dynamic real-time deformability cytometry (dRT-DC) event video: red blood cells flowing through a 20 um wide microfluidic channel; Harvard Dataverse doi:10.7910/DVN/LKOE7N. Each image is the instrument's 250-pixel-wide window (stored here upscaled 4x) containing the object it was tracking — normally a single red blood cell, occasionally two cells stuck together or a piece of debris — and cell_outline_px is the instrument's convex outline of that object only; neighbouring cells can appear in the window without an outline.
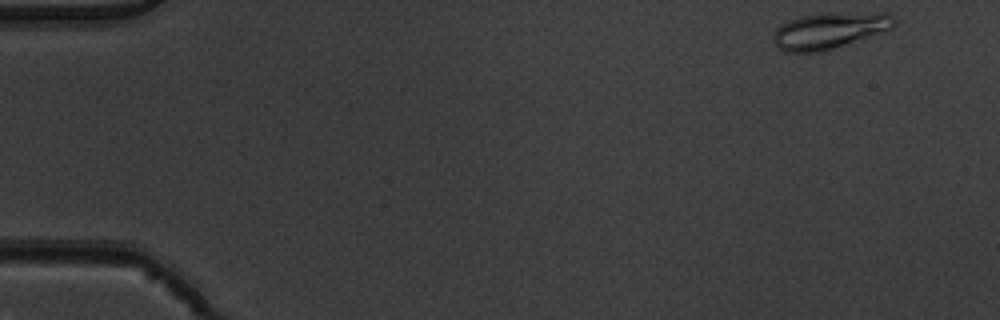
{"species": "common noctule bat (a hibernating species)", "species_latin": "Nyctalus noctula", "temperature_condition": "warm", "stored_images_in_passage": 7, "camera_frame_rate_fps": 3000, "um_per_image_px": 0.085, "animal": {"sex": "male", "body_mass_g": 19.5, "forearm_length_mm": 54.6}, "frame": {"image": 1, "passage_image": 1, "time_ms": 0.0, "image_size_px": [1000, 320], "cell_outline_px": [[896, 24], [892, 28], [820, 52], [784, 52], [776, 48], [772, 40], [772, 36], [776, 28], [780, 24], [788, 20], [800, 16], [820, 12], [888, 12], [896, 20]], "centroid_in_image_um": [70.45, 2.56], "position_along_channel_um": 14.6, "area_um2": 25.89}}
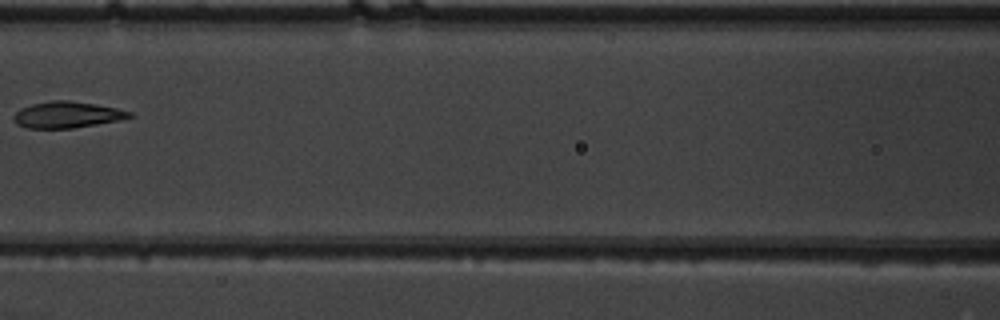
{"frame": {"image": 2, "passage_image": 6, "time_ms": 1.667, "image_size_px": [1000, 320], "cell_outline_px": [[132, 116], [120, 120], [72, 128], [28, 128], [16, 124], [12, 120], [12, 116], [20, 108], [32, 104], [52, 100], [68, 100], [96, 104], [116, 108], [132, 112]], "centroid_in_image_um": [5.66, 9.75], "position_along_channel_um": 160.9, "area_um2": 17.74}}
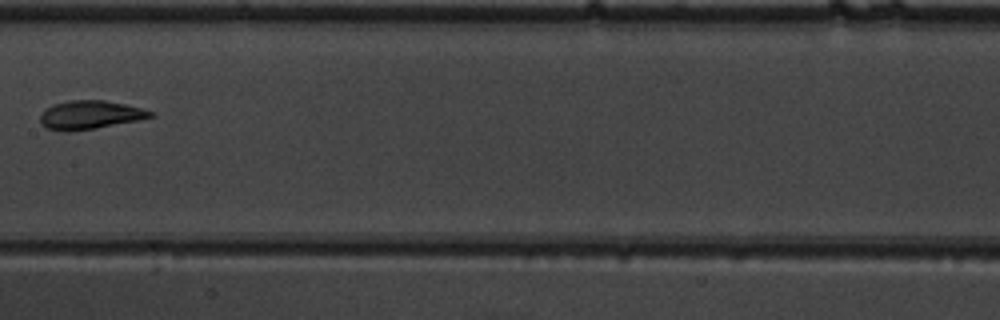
{"frame": {"image": 3, "passage_image": 7, "time_ms": 2.0, "image_size_px": [1000, 320], "cell_outline_px": [[156, 116], [96, 128], [68, 132], [64, 132], [48, 128], [40, 124], [40, 112], [52, 104], [72, 100], [104, 100], [124, 104], [140, 108], [152, 112]], "centroid_in_image_um": [7.59, 9.77], "position_along_channel_um": 199.8, "area_um2": 18.26}}